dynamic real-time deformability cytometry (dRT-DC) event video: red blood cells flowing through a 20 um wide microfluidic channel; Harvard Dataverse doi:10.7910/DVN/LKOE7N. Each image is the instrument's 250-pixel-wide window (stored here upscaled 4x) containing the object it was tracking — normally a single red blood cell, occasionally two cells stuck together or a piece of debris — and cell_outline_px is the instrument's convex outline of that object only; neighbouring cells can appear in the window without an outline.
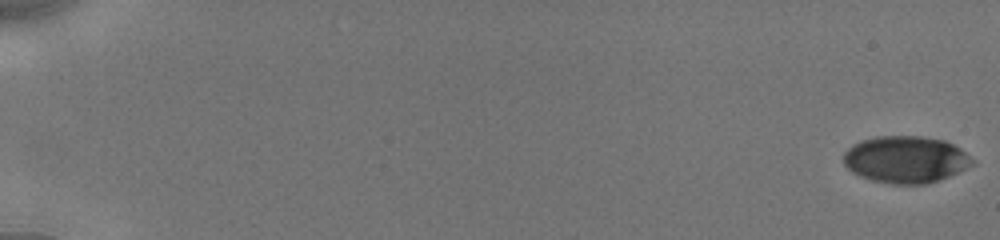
{"species": "human", "species_latin": "Homo sapiens", "temperature_condition": "cold", "stored_images_in_passage": 33, "camera_frame_rate_fps": 3000, "um_per_image_px": 0.085, "donor": {"sex": "male"}, "frame": {"image": 1, "passage_image": 1, "time_ms": 0.0, "image_size_px": [1000, 240], "cell_outline_px": [[976, 164], [948, 176], [928, 184], [892, 184], [872, 180], [860, 176], [852, 172], [844, 164], [844, 152], [852, 144], [876, 136], [920, 136], [944, 140], [960, 148], [976, 160]], "centroid_in_image_um": [77.0, 13.56], "position_along_channel_um": 8.0, "area_um2": 35.32}}
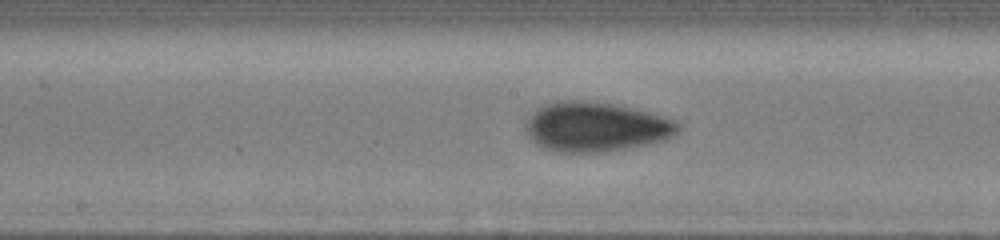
{"frame": {"image": 2, "passage_image": 19, "time_ms": 10.0, "image_size_px": [1000, 240], "cell_outline_px": [[684, 124], [672, 136], [664, 140], [604, 152], [560, 152], [544, 148], [536, 144], [528, 136], [524, 128], [528, 116], [536, 108], [544, 104], [556, 100], [584, 100], [620, 104], [652, 112], [680, 120]], "centroid_in_image_um": [50.67, 10.74], "position_along_channel_um": 197.5, "area_um2": 44.85}}
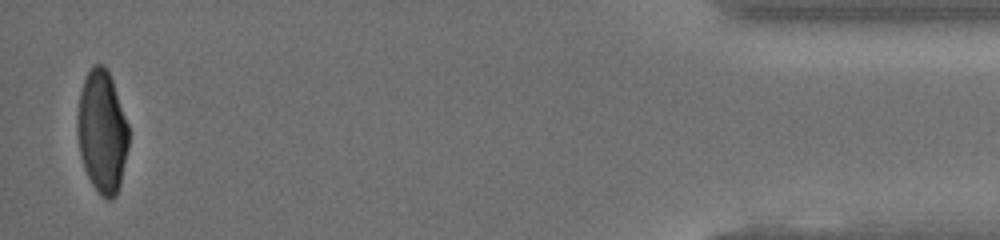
{"frame": {"image": 3, "passage_image": 33, "time_ms": 17.667, "image_size_px": [1000, 240], "cell_outline_px": [[128, 148], [120, 184], [116, 196], [108, 200], [100, 196], [92, 184], [84, 168], [80, 156], [76, 132], [76, 116], [80, 92], [84, 80], [88, 72], [96, 64], [104, 64], [112, 80], [128, 124]], "centroid_in_image_um": [8.66, 11.22], "position_along_channel_um": 426.5, "area_um2": 36.7}, "authors_computed_cell_mechanics": {"area_um2": 39.3618, "velocity_mm_per_s": 3.9199, "shape_relaxation_time_tau1_ms": 3.128, "shape_relaxation_time_tau2_ms": 1.5133, "deformation_change_tau1": 0.1211, "deformation_change_tau2": 0.0529}}